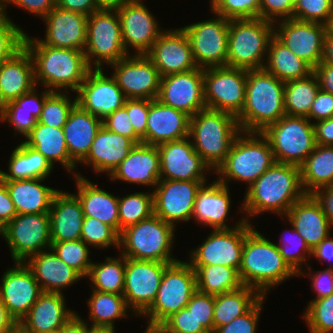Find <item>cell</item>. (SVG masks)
<instances>
[{
	"mask_svg": "<svg viewBox=\"0 0 333 333\" xmlns=\"http://www.w3.org/2000/svg\"><path fill=\"white\" fill-rule=\"evenodd\" d=\"M190 116L167 106L157 98L149 100L146 144H159L189 137Z\"/></svg>",
	"mask_w": 333,
	"mask_h": 333,
	"instance_id": "obj_27",
	"label": "cell"
},
{
	"mask_svg": "<svg viewBox=\"0 0 333 333\" xmlns=\"http://www.w3.org/2000/svg\"><path fill=\"white\" fill-rule=\"evenodd\" d=\"M264 69L283 82L307 77L313 68L273 36L268 45Z\"/></svg>",
	"mask_w": 333,
	"mask_h": 333,
	"instance_id": "obj_41",
	"label": "cell"
},
{
	"mask_svg": "<svg viewBox=\"0 0 333 333\" xmlns=\"http://www.w3.org/2000/svg\"><path fill=\"white\" fill-rule=\"evenodd\" d=\"M305 195L300 167L275 162L248 187L241 210L249 217L266 211L282 216Z\"/></svg>",
	"mask_w": 333,
	"mask_h": 333,
	"instance_id": "obj_1",
	"label": "cell"
},
{
	"mask_svg": "<svg viewBox=\"0 0 333 333\" xmlns=\"http://www.w3.org/2000/svg\"><path fill=\"white\" fill-rule=\"evenodd\" d=\"M312 275L310 279L313 285L311 286L317 293V296L313 300L329 296L333 293V264L328 269L317 271L316 274Z\"/></svg>",
	"mask_w": 333,
	"mask_h": 333,
	"instance_id": "obj_66",
	"label": "cell"
},
{
	"mask_svg": "<svg viewBox=\"0 0 333 333\" xmlns=\"http://www.w3.org/2000/svg\"><path fill=\"white\" fill-rule=\"evenodd\" d=\"M197 291L195 270L181 260L171 263L164 271L157 295L142 314L149 316L146 329H157L173 313L185 308Z\"/></svg>",
	"mask_w": 333,
	"mask_h": 333,
	"instance_id": "obj_9",
	"label": "cell"
},
{
	"mask_svg": "<svg viewBox=\"0 0 333 333\" xmlns=\"http://www.w3.org/2000/svg\"><path fill=\"white\" fill-rule=\"evenodd\" d=\"M126 257L121 254L118 257H107L100 264L92 263L87 277L90 278L92 290L123 294Z\"/></svg>",
	"mask_w": 333,
	"mask_h": 333,
	"instance_id": "obj_48",
	"label": "cell"
},
{
	"mask_svg": "<svg viewBox=\"0 0 333 333\" xmlns=\"http://www.w3.org/2000/svg\"><path fill=\"white\" fill-rule=\"evenodd\" d=\"M206 181L160 179L154 189V215L171 225L192 218L196 195Z\"/></svg>",
	"mask_w": 333,
	"mask_h": 333,
	"instance_id": "obj_18",
	"label": "cell"
},
{
	"mask_svg": "<svg viewBox=\"0 0 333 333\" xmlns=\"http://www.w3.org/2000/svg\"><path fill=\"white\" fill-rule=\"evenodd\" d=\"M174 229L153 214L120 233L119 246L125 247L121 254L130 259L174 263L178 261L171 257Z\"/></svg>",
	"mask_w": 333,
	"mask_h": 333,
	"instance_id": "obj_8",
	"label": "cell"
},
{
	"mask_svg": "<svg viewBox=\"0 0 333 333\" xmlns=\"http://www.w3.org/2000/svg\"><path fill=\"white\" fill-rule=\"evenodd\" d=\"M102 126L108 131L130 138L135 144L142 143V139L135 133L127 110L123 107L115 110L102 120Z\"/></svg>",
	"mask_w": 333,
	"mask_h": 333,
	"instance_id": "obj_62",
	"label": "cell"
},
{
	"mask_svg": "<svg viewBox=\"0 0 333 333\" xmlns=\"http://www.w3.org/2000/svg\"><path fill=\"white\" fill-rule=\"evenodd\" d=\"M294 7L290 0H261L259 7V18L275 24L280 20L293 18ZM277 16V18H275Z\"/></svg>",
	"mask_w": 333,
	"mask_h": 333,
	"instance_id": "obj_63",
	"label": "cell"
},
{
	"mask_svg": "<svg viewBox=\"0 0 333 333\" xmlns=\"http://www.w3.org/2000/svg\"><path fill=\"white\" fill-rule=\"evenodd\" d=\"M186 308L192 312L197 321L200 322L209 333H213L214 295L201 293L197 290L192 295Z\"/></svg>",
	"mask_w": 333,
	"mask_h": 333,
	"instance_id": "obj_59",
	"label": "cell"
},
{
	"mask_svg": "<svg viewBox=\"0 0 333 333\" xmlns=\"http://www.w3.org/2000/svg\"><path fill=\"white\" fill-rule=\"evenodd\" d=\"M261 134L268 140L278 163L300 167L316 146L313 123L306 117L284 115Z\"/></svg>",
	"mask_w": 333,
	"mask_h": 333,
	"instance_id": "obj_10",
	"label": "cell"
},
{
	"mask_svg": "<svg viewBox=\"0 0 333 333\" xmlns=\"http://www.w3.org/2000/svg\"><path fill=\"white\" fill-rule=\"evenodd\" d=\"M11 3L29 11L42 19L56 6L57 0H0V9L5 12V4Z\"/></svg>",
	"mask_w": 333,
	"mask_h": 333,
	"instance_id": "obj_64",
	"label": "cell"
},
{
	"mask_svg": "<svg viewBox=\"0 0 333 333\" xmlns=\"http://www.w3.org/2000/svg\"><path fill=\"white\" fill-rule=\"evenodd\" d=\"M26 34L0 9V65L24 48Z\"/></svg>",
	"mask_w": 333,
	"mask_h": 333,
	"instance_id": "obj_53",
	"label": "cell"
},
{
	"mask_svg": "<svg viewBox=\"0 0 333 333\" xmlns=\"http://www.w3.org/2000/svg\"><path fill=\"white\" fill-rule=\"evenodd\" d=\"M74 314L67 310L62 293L42 292L18 328L23 333L60 330Z\"/></svg>",
	"mask_w": 333,
	"mask_h": 333,
	"instance_id": "obj_28",
	"label": "cell"
},
{
	"mask_svg": "<svg viewBox=\"0 0 333 333\" xmlns=\"http://www.w3.org/2000/svg\"><path fill=\"white\" fill-rule=\"evenodd\" d=\"M157 99L190 117L205 109L203 69L161 77Z\"/></svg>",
	"mask_w": 333,
	"mask_h": 333,
	"instance_id": "obj_22",
	"label": "cell"
},
{
	"mask_svg": "<svg viewBox=\"0 0 333 333\" xmlns=\"http://www.w3.org/2000/svg\"><path fill=\"white\" fill-rule=\"evenodd\" d=\"M242 133L237 118L224 111L203 109L190 118L189 137L203 161L212 169L225 161L235 140Z\"/></svg>",
	"mask_w": 333,
	"mask_h": 333,
	"instance_id": "obj_5",
	"label": "cell"
},
{
	"mask_svg": "<svg viewBox=\"0 0 333 333\" xmlns=\"http://www.w3.org/2000/svg\"><path fill=\"white\" fill-rule=\"evenodd\" d=\"M76 93L77 104L101 120L123 108L127 100L114 77L105 76L103 68H92Z\"/></svg>",
	"mask_w": 333,
	"mask_h": 333,
	"instance_id": "obj_20",
	"label": "cell"
},
{
	"mask_svg": "<svg viewBox=\"0 0 333 333\" xmlns=\"http://www.w3.org/2000/svg\"><path fill=\"white\" fill-rule=\"evenodd\" d=\"M16 267L7 269L2 276L0 299L10 316L17 322L27 315L42 290L33 272L24 262H15Z\"/></svg>",
	"mask_w": 333,
	"mask_h": 333,
	"instance_id": "obj_23",
	"label": "cell"
},
{
	"mask_svg": "<svg viewBox=\"0 0 333 333\" xmlns=\"http://www.w3.org/2000/svg\"><path fill=\"white\" fill-rule=\"evenodd\" d=\"M278 24L274 36L314 69L322 61L327 25L294 18Z\"/></svg>",
	"mask_w": 333,
	"mask_h": 333,
	"instance_id": "obj_19",
	"label": "cell"
},
{
	"mask_svg": "<svg viewBox=\"0 0 333 333\" xmlns=\"http://www.w3.org/2000/svg\"><path fill=\"white\" fill-rule=\"evenodd\" d=\"M24 143L40 152L53 166L59 161L68 172H72L76 162L70 157L67 150L63 128H54L36 122L35 127L26 137Z\"/></svg>",
	"mask_w": 333,
	"mask_h": 333,
	"instance_id": "obj_39",
	"label": "cell"
},
{
	"mask_svg": "<svg viewBox=\"0 0 333 333\" xmlns=\"http://www.w3.org/2000/svg\"><path fill=\"white\" fill-rule=\"evenodd\" d=\"M102 127V120L83 110L76 104L71 110L63 133L70 157L81 162L89 153L96 133Z\"/></svg>",
	"mask_w": 333,
	"mask_h": 333,
	"instance_id": "obj_35",
	"label": "cell"
},
{
	"mask_svg": "<svg viewBox=\"0 0 333 333\" xmlns=\"http://www.w3.org/2000/svg\"><path fill=\"white\" fill-rule=\"evenodd\" d=\"M285 82L263 69L247 70L245 102L236 117L242 132H262L285 113Z\"/></svg>",
	"mask_w": 333,
	"mask_h": 333,
	"instance_id": "obj_3",
	"label": "cell"
},
{
	"mask_svg": "<svg viewBox=\"0 0 333 333\" xmlns=\"http://www.w3.org/2000/svg\"><path fill=\"white\" fill-rule=\"evenodd\" d=\"M285 215L311 250L330 235V223L311 194L295 202Z\"/></svg>",
	"mask_w": 333,
	"mask_h": 333,
	"instance_id": "obj_31",
	"label": "cell"
},
{
	"mask_svg": "<svg viewBox=\"0 0 333 333\" xmlns=\"http://www.w3.org/2000/svg\"><path fill=\"white\" fill-rule=\"evenodd\" d=\"M319 89V82L314 72L307 77L285 82L286 115L307 118Z\"/></svg>",
	"mask_w": 333,
	"mask_h": 333,
	"instance_id": "obj_46",
	"label": "cell"
},
{
	"mask_svg": "<svg viewBox=\"0 0 333 333\" xmlns=\"http://www.w3.org/2000/svg\"><path fill=\"white\" fill-rule=\"evenodd\" d=\"M89 333H115V328H89Z\"/></svg>",
	"mask_w": 333,
	"mask_h": 333,
	"instance_id": "obj_77",
	"label": "cell"
},
{
	"mask_svg": "<svg viewBox=\"0 0 333 333\" xmlns=\"http://www.w3.org/2000/svg\"><path fill=\"white\" fill-rule=\"evenodd\" d=\"M17 215L6 184L0 179V220L7 225Z\"/></svg>",
	"mask_w": 333,
	"mask_h": 333,
	"instance_id": "obj_68",
	"label": "cell"
},
{
	"mask_svg": "<svg viewBox=\"0 0 333 333\" xmlns=\"http://www.w3.org/2000/svg\"><path fill=\"white\" fill-rule=\"evenodd\" d=\"M189 138L185 137L157 146L160 154V179L206 181L204 172L211 168L195 151Z\"/></svg>",
	"mask_w": 333,
	"mask_h": 333,
	"instance_id": "obj_21",
	"label": "cell"
},
{
	"mask_svg": "<svg viewBox=\"0 0 333 333\" xmlns=\"http://www.w3.org/2000/svg\"><path fill=\"white\" fill-rule=\"evenodd\" d=\"M60 333H89L87 323L74 314L70 320L60 329Z\"/></svg>",
	"mask_w": 333,
	"mask_h": 333,
	"instance_id": "obj_73",
	"label": "cell"
},
{
	"mask_svg": "<svg viewBox=\"0 0 333 333\" xmlns=\"http://www.w3.org/2000/svg\"><path fill=\"white\" fill-rule=\"evenodd\" d=\"M274 27V23L261 18L229 20L226 66L263 69Z\"/></svg>",
	"mask_w": 333,
	"mask_h": 333,
	"instance_id": "obj_7",
	"label": "cell"
},
{
	"mask_svg": "<svg viewBox=\"0 0 333 333\" xmlns=\"http://www.w3.org/2000/svg\"><path fill=\"white\" fill-rule=\"evenodd\" d=\"M217 17L182 28L200 69L226 66L229 20L220 15Z\"/></svg>",
	"mask_w": 333,
	"mask_h": 333,
	"instance_id": "obj_14",
	"label": "cell"
},
{
	"mask_svg": "<svg viewBox=\"0 0 333 333\" xmlns=\"http://www.w3.org/2000/svg\"><path fill=\"white\" fill-rule=\"evenodd\" d=\"M17 214L49 213L57 189L42 185L44 179L2 180Z\"/></svg>",
	"mask_w": 333,
	"mask_h": 333,
	"instance_id": "obj_38",
	"label": "cell"
},
{
	"mask_svg": "<svg viewBox=\"0 0 333 333\" xmlns=\"http://www.w3.org/2000/svg\"><path fill=\"white\" fill-rule=\"evenodd\" d=\"M50 249L82 277H87L93 262L89 259L88 245L81 239L52 242Z\"/></svg>",
	"mask_w": 333,
	"mask_h": 333,
	"instance_id": "obj_50",
	"label": "cell"
},
{
	"mask_svg": "<svg viewBox=\"0 0 333 333\" xmlns=\"http://www.w3.org/2000/svg\"><path fill=\"white\" fill-rule=\"evenodd\" d=\"M36 86L34 62L24 47L0 65V91L4 101H14Z\"/></svg>",
	"mask_w": 333,
	"mask_h": 333,
	"instance_id": "obj_37",
	"label": "cell"
},
{
	"mask_svg": "<svg viewBox=\"0 0 333 333\" xmlns=\"http://www.w3.org/2000/svg\"><path fill=\"white\" fill-rule=\"evenodd\" d=\"M135 133L146 144V125L149 113V99H127L124 104Z\"/></svg>",
	"mask_w": 333,
	"mask_h": 333,
	"instance_id": "obj_61",
	"label": "cell"
},
{
	"mask_svg": "<svg viewBox=\"0 0 333 333\" xmlns=\"http://www.w3.org/2000/svg\"><path fill=\"white\" fill-rule=\"evenodd\" d=\"M9 162L10 173L0 170L1 180L46 179L53 169L40 152L24 142L13 150Z\"/></svg>",
	"mask_w": 333,
	"mask_h": 333,
	"instance_id": "obj_42",
	"label": "cell"
},
{
	"mask_svg": "<svg viewBox=\"0 0 333 333\" xmlns=\"http://www.w3.org/2000/svg\"><path fill=\"white\" fill-rule=\"evenodd\" d=\"M110 65L115 70L112 76L127 99L158 98L161 76L146 54H128Z\"/></svg>",
	"mask_w": 333,
	"mask_h": 333,
	"instance_id": "obj_17",
	"label": "cell"
},
{
	"mask_svg": "<svg viewBox=\"0 0 333 333\" xmlns=\"http://www.w3.org/2000/svg\"><path fill=\"white\" fill-rule=\"evenodd\" d=\"M51 242L81 238L84 213L75 194L58 190L49 210Z\"/></svg>",
	"mask_w": 333,
	"mask_h": 333,
	"instance_id": "obj_30",
	"label": "cell"
},
{
	"mask_svg": "<svg viewBox=\"0 0 333 333\" xmlns=\"http://www.w3.org/2000/svg\"><path fill=\"white\" fill-rule=\"evenodd\" d=\"M86 244L94 247L119 246V234L109 225L92 217H84L81 238Z\"/></svg>",
	"mask_w": 333,
	"mask_h": 333,
	"instance_id": "obj_54",
	"label": "cell"
},
{
	"mask_svg": "<svg viewBox=\"0 0 333 333\" xmlns=\"http://www.w3.org/2000/svg\"><path fill=\"white\" fill-rule=\"evenodd\" d=\"M170 264L126 258L123 296L129 309L142 316L155 300L164 271Z\"/></svg>",
	"mask_w": 333,
	"mask_h": 333,
	"instance_id": "obj_16",
	"label": "cell"
},
{
	"mask_svg": "<svg viewBox=\"0 0 333 333\" xmlns=\"http://www.w3.org/2000/svg\"><path fill=\"white\" fill-rule=\"evenodd\" d=\"M157 330L160 333H209L186 307L173 313Z\"/></svg>",
	"mask_w": 333,
	"mask_h": 333,
	"instance_id": "obj_58",
	"label": "cell"
},
{
	"mask_svg": "<svg viewBox=\"0 0 333 333\" xmlns=\"http://www.w3.org/2000/svg\"><path fill=\"white\" fill-rule=\"evenodd\" d=\"M311 195L319 203L323 214L326 216L330 225L333 226V184L319 188Z\"/></svg>",
	"mask_w": 333,
	"mask_h": 333,
	"instance_id": "obj_67",
	"label": "cell"
},
{
	"mask_svg": "<svg viewBox=\"0 0 333 333\" xmlns=\"http://www.w3.org/2000/svg\"><path fill=\"white\" fill-rule=\"evenodd\" d=\"M195 270L197 290L217 295L243 286L237 269L223 265H191Z\"/></svg>",
	"mask_w": 333,
	"mask_h": 333,
	"instance_id": "obj_45",
	"label": "cell"
},
{
	"mask_svg": "<svg viewBox=\"0 0 333 333\" xmlns=\"http://www.w3.org/2000/svg\"><path fill=\"white\" fill-rule=\"evenodd\" d=\"M17 328V322L10 316L0 299V333H13Z\"/></svg>",
	"mask_w": 333,
	"mask_h": 333,
	"instance_id": "obj_74",
	"label": "cell"
},
{
	"mask_svg": "<svg viewBox=\"0 0 333 333\" xmlns=\"http://www.w3.org/2000/svg\"><path fill=\"white\" fill-rule=\"evenodd\" d=\"M35 87L14 101L7 102L1 121H8L15 131L27 137L40 117L45 99L52 93L45 89L41 95L35 93ZM38 96L41 98L39 99Z\"/></svg>",
	"mask_w": 333,
	"mask_h": 333,
	"instance_id": "obj_40",
	"label": "cell"
},
{
	"mask_svg": "<svg viewBox=\"0 0 333 333\" xmlns=\"http://www.w3.org/2000/svg\"><path fill=\"white\" fill-rule=\"evenodd\" d=\"M310 333L333 332V293L310 301L303 315Z\"/></svg>",
	"mask_w": 333,
	"mask_h": 333,
	"instance_id": "obj_52",
	"label": "cell"
},
{
	"mask_svg": "<svg viewBox=\"0 0 333 333\" xmlns=\"http://www.w3.org/2000/svg\"><path fill=\"white\" fill-rule=\"evenodd\" d=\"M24 47L34 62L35 83L41 81L51 92H61L63 88L76 93L87 74L92 69L85 53L68 48H55L43 44L39 39L25 36ZM53 87V89H52ZM55 88L57 90H55Z\"/></svg>",
	"mask_w": 333,
	"mask_h": 333,
	"instance_id": "obj_2",
	"label": "cell"
},
{
	"mask_svg": "<svg viewBox=\"0 0 333 333\" xmlns=\"http://www.w3.org/2000/svg\"><path fill=\"white\" fill-rule=\"evenodd\" d=\"M109 177L111 180L156 186L160 180V154L157 146L135 144Z\"/></svg>",
	"mask_w": 333,
	"mask_h": 333,
	"instance_id": "obj_29",
	"label": "cell"
},
{
	"mask_svg": "<svg viewBox=\"0 0 333 333\" xmlns=\"http://www.w3.org/2000/svg\"><path fill=\"white\" fill-rule=\"evenodd\" d=\"M242 134L244 137L239 134L235 138L225 161L214 171L220 174L217 180L223 185L236 179L251 186L276 162L270 144L261 132Z\"/></svg>",
	"mask_w": 333,
	"mask_h": 333,
	"instance_id": "obj_6",
	"label": "cell"
},
{
	"mask_svg": "<svg viewBox=\"0 0 333 333\" xmlns=\"http://www.w3.org/2000/svg\"><path fill=\"white\" fill-rule=\"evenodd\" d=\"M292 232H293L292 233L293 236L290 235L291 238L289 236L288 238L284 237V238L280 239V242L282 241V244H279V245L276 244V246L280 250V254L283 256L284 261L289 265V267L296 274L305 275L306 273L301 271V265L303 263H305L304 261L307 259V257L305 255L306 254L311 255L312 250L309 248L307 243L304 241V238L302 236H300L299 233L294 228L292 229ZM289 247H291V249ZM294 247L297 248V250L296 249L292 250V248H294ZM294 250L297 251V252L293 253ZM300 251H301L302 254L300 253Z\"/></svg>",
	"mask_w": 333,
	"mask_h": 333,
	"instance_id": "obj_57",
	"label": "cell"
},
{
	"mask_svg": "<svg viewBox=\"0 0 333 333\" xmlns=\"http://www.w3.org/2000/svg\"><path fill=\"white\" fill-rule=\"evenodd\" d=\"M331 117H333V94L319 89L307 118L310 121L314 118L318 122Z\"/></svg>",
	"mask_w": 333,
	"mask_h": 333,
	"instance_id": "obj_65",
	"label": "cell"
},
{
	"mask_svg": "<svg viewBox=\"0 0 333 333\" xmlns=\"http://www.w3.org/2000/svg\"><path fill=\"white\" fill-rule=\"evenodd\" d=\"M317 145L333 146V117L313 123Z\"/></svg>",
	"mask_w": 333,
	"mask_h": 333,
	"instance_id": "obj_70",
	"label": "cell"
},
{
	"mask_svg": "<svg viewBox=\"0 0 333 333\" xmlns=\"http://www.w3.org/2000/svg\"><path fill=\"white\" fill-rule=\"evenodd\" d=\"M56 6L86 16L98 10L96 0H57Z\"/></svg>",
	"mask_w": 333,
	"mask_h": 333,
	"instance_id": "obj_69",
	"label": "cell"
},
{
	"mask_svg": "<svg viewBox=\"0 0 333 333\" xmlns=\"http://www.w3.org/2000/svg\"><path fill=\"white\" fill-rule=\"evenodd\" d=\"M5 240L15 262H25L44 248L50 249L49 213L17 214L5 227Z\"/></svg>",
	"mask_w": 333,
	"mask_h": 333,
	"instance_id": "obj_15",
	"label": "cell"
},
{
	"mask_svg": "<svg viewBox=\"0 0 333 333\" xmlns=\"http://www.w3.org/2000/svg\"><path fill=\"white\" fill-rule=\"evenodd\" d=\"M319 88L325 92L333 94V66L320 62L314 69Z\"/></svg>",
	"mask_w": 333,
	"mask_h": 333,
	"instance_id": "obj_71",
	"label": "cell"
},
{
	"mask_svg": "<svg viewBox=\"0 0 333 333\" xmlns=\"http://www.w3.org/2000/svg\"><path fill=\"white\" fill-rule=\"evenodd\" d=\"M43 20L47 25L43 44L84 52L88 16L55 6Z\"/></svg>",
	"mask_w": 333,
	"mask_h": 333,
	"instance_id": "obj_26",
	"label": "cell"
},
{
	"mask_svg": "<svg viewBox=\"0 0 333 333\" xmlns=\"http://www.w3.org/2000/svg\"><path fill=\"white\" fill-rule=\"evenodd\" d=\"M120 19L124 49L133 47L135 54H147L163 30L141 0H132L116 10Z\"/></svg>",
	"mask_w": 333,
	"mask_h": 333,
	"instance_id": "obj_24",
	"label": "cell"
},
{
	"mask_svg": "<svg viewBox=\"0 0 333 333\" xmlns=\"http://www.w3.org/2000/svg\"><path fill=\"white\" fill-rule=\"evenodd\" d=\"M77 184V197L84 216L98 219L111 226L119 234L118 197L102 190L80 174H74Z\"/></svg>",
	"mask_w": 333,
	"mask_h": 333,
	"instance_id": "obj_36",
	"label": "cell"
},
{
	"mask_svg": "<svg viewBox=\"0 0 333 333\" xmlns=\"http://www.w3.org/2000/svg\"><path fill=\"white\" fill-rule=\"evenodd\" d=\"M239 276L244 286L265 297L267 290L297 275L284 261L276 244L252 229L243 246Z\"/></svg>",
	"mask_w": 333,
	"mask_h": 333,
	"instance_id": "obj_4",
	"label": "cell"
},
{
	"mask_svg": "<svg viewBox=\"0 0 333 333\" xmlns=\"http://www.w3.org/2000/svg\"><path fill=\"white\" fill-rule=\"evenodd\" d=\"M84 53L91 68L93 61L95 68H103V63L110 65L128 55L116 10H97L88 16Z\"/></svg>",
	"mask_w": 333,
	"mask_h": 333,
	"instance_id": "obj_11",
	"label": "cell"
},
{
	"mask_svg": "<svg viewBox=\"0 0 333 333\" xmlns=\"http://www.w3.org/2000/svg\"><path fill=\"white\" fill-rule=\"evenodd\" d=\"M330 238V239H329ZM312 256L320 261H331L333 263V239L329 235L323 239L313 250Z\"/></svg>",
	"mask_w": 333,
	"mask_h": 333,
	"instance_id": "obj_72",
	"label": "cell"
},
{
	"mask_svg": "<svg viewBox=\"0 0 333 333\" xmlns=\"http://www.w3.org/2000/svg\"><path fill=\"white\" fill-rule=\"evenodd\" d=\"M134 145L130 138L108 131L102 126L96 133L89 153L80 163L92 165L95 172L106 171L111 175Z\"/></svg>",
	"mask_w": 333,
	"mask_h": 333,
	"instance_id": "obj_32",
	"label": "cell"
},
{
	"mask_svg": "<svg viewBox=\"0 0 333 333\" xmlns=\"http://www.w3.org/2000/svg\"><path fill=\"white\" fill-rule=\"evenodd\" d=\"M5 227L6 225L0 220V234H2V236H5Z\"/></svg>",
	"mask_w": 333,
	"mask_h": 333,
	"instance_id": "obj_80",
	"label": "cell"
},
{
	"mask_svg": "<svg viewBox=\"0 0 333 333\" xmlns=\"http://www.w3.org/2000/svg\"><path fill=\"white\" fill-rule=\"evenodd\" d=\"M327 29H328L331 33H333V13H332V15H331L330 22H329V24L327 25Z\"/></svg>",
	"mask_w": 333,
	"mask_h": 333,
	"instance_id": "obj_79",
	"label": "cell"
},
{
	"mask_svg": "<svg viewBox=\"0 0 333 333\" xmlns=\"http://www.w3.org/2000/svg\"><path fill=\"white\" fill-rule=\"evenodd\" d=\"M33 272L42 292L62 293L82 278L72 267L63 262L51 249L32 255L25 261Z\"/></svg>",
	"mask_w": 333,
	"mask_h": 333,
	"instance_id": "obj_33",
	"label": "cell"
},
{
	"mask_svg": "<svg viewBox=\"0 0 333 333\" xmlns=\"http://www.w3.org/2000/svg\"><path fill=\"white\" fill-rule=\"evenodd\" d=\"M242 218L235 228L216 229L196 250L191 251L190 265H223L239 271L245 236L254 228Z\"/></svg>",
	"mask_w": 333,
	"mask_h": 333,
	"instance_id": "obj_13",
	"label": "cell"
},
{
	"mask_svg": "<svg viewBox=\"0 0 333 333\" xmlns=\"http://www.w3.org/2000/svg\"><path fill=\"white\" fill-rule=\"evenodd\" d=\"M63 92L65 94L58 91L52 92L45 99L40 117L37 119L38 123L54 128H63L71 110L77 104V99L72 102L66 94L67 91Z\"/></svg>",
	"mask_w": 333,
	"mask_h": 333,
	"instance_id": "obj_51",
	"label": "cell"
},
{
	"mask_svg": "<svg viewBox=\"0 0 333 333\" xmlns=\"http://www.w3.org/2000/svg\"><path fill=\"white\" fill-rule=\"evenodd\" d=\"M301 183L306 194L333 184V146L317 145L300 166Z\"/></svg>",
	"mask_w": 333,
	"mask_h": 333,
	"instance_id": "obj_44",
	"label": "cell"
},
{
	"mask_svg": "<svg viewBox=\"0 0 333 333\" xmlns=\"http://www.w3.org/2000/svg\"><path fill=\"white\" fill-rule=\"evenodd\" d=\"M263 296L249 286L214 295V330L247 313Z\"/></svg>",
	"mask_w": 333,
	"mask_h": 333,
	"instance_id": "obj_43",
	"label": "cell"
},
{
	"mask_svg": "<svg viewBox=\"0 0 333 333\" xmlns=\"http://www.w3.org/2000/svg\"><path fill=\"white\" fill-rule=\"evenodd\" d=\"M92 296L88 300L90 309L89 319L93 328H115L114 320L127 317L129 309L123 294L100 292L92 290Z\"/></svg>",
	"mask_w": 333,
	"mask_h": 333,
	"instance_id": "obj_47",
	"label": "cell"
},
{
	"mask_svg": "<svg viewBox=\"0 0 333 333\" xmlns=\"http://www.w3.org/2000/svg\"><path fill=\"white\" fill-rule=\"evenodd\" d=\"M119 235L126 228L145 220L154 214L153 193L137 192L118 197Z\"/></svg>",
	"mask_w": 333,
	"mask_h": 333,
	"instance_id": "obj_49",
	"label": "cell"
},
{
	"mask_svg": "<svg viewBox=\"0 0 333 333\" xmlns=\"http://www.w3.org/2000/svg\"><path fill=\"white\" fill-rule=\"evenodd\" d=\"M322 63L330 64L333 66V33L327 30L324 40V51Z\"/></svg>",
	"mask_w": 333,
	"mask_h": 333,
	"instance_id": "obj_75",
	"label": "cell"
},
{
	"mask_svg": "<svg viewBox=\"0 0 333 333\" xmlns=\"http://www.w3.org/2000/svg\"><path fill=\"white\" fill-rule=\"evenodd\" d=\"M263 299L264 296L247 313L236 317L229 324L218 327L213 333H256Z\"/></svg>",
	"mask_w": 333,
	"mask_h": 333,
	"instance_id": "obj_60",
	"label": "cell"
},
{
	"mask_svg": "<svg viewBox=\"0 0 333 333\" xmlns=\"http://www.w3.org/2000/svg\"><path fill=\"white\" fill-rule=\"evenodd\" d=\"M132 0H96L98 10H118Z\"/></svg>",
	"mask_w": 333,
	"mask_h": 333,
	"instance_id": "obj_76",
	"label": "cell"
},
{
	"mask_svg": "<svg viewBox=\"0 0 333 333\" xmlns=\"http://www.w3.org/2000/svg\"><path fill=\"white\" fill-rule=\"evenodd\" d=\"M205 184L197 192L192 217L213 230L230 229L226 225L231 208L228 185H223L218 180L208 186Z\"/></svg>",
	"mask_w": 333,
	"mask_h": 333,
	"instance_id": "obj_34",
	"label": "cell"
},
{
	"mask_svg": "<svg viewBox=\"0 0 333 333\" xmlns=\"http://www.w3.org/2000/svg\"><path fill=\"white\" fill-rule=\"evenodd\" d=\"M333 13V0H299L293 18L328 25Z\"/></svg>",
	"mask_w": 333,
	"mask_h": 333,
	"instance_id": "obj_56",
	"label": "cell"
},
{
	"mask_svg": "<svg viewBox=\"0 0 333 333\" xmlns=\"http://www.w3.org/2000/svg\"><path fill=\"white\" fill-rule=\"evenodd\" d=\"M6 104L7 103L4 101L1 91H0V118L3 116Z\"/></svg>",
	"mask_w": 333,
	"mask_h": 333,
	"instance_id": "obj_78",
	"label": "cell"
},
{
	"mask_svg": "<svg viewBox=\"0 0 333 333\" xmlns=\"http://www.w3.org/2000/svg\"><path fill=\"white\" fill-rule=\"evenodd\" d=\"M261 0H218L212 7L214 14L228 20L259 18Z\"/></svg>",
	"mask_w": 333,
	"mask_h": 333,
	"instance_id": "obj_55",
	"label": "cell"
},
{
	"mask_svg": "<svg viewBox=\"0 0 333 333\" xmlns=\"http://www.w3.org/2000/svg\"><path fill=\"white\" fill-rule=\"evenodd\" d=\"M246 78L245 69L228 66L203 69L206 108L237 117L245 102Z\"/></svg>",
	"mask_w": 333,
	"mask_h": 333,
	"instance_id": "obj_12",
	"label": "cell"
},
{
	"mask_svg": "<svg viewBox=\"0 0 333 333\" xmlns=\"http://www.w3.org/2000/svg\"><path fill=\"white\" fill-rule=\"evenodd\" d=\"M146 55L161 77L198 68L189 39L182 28L163 31Z\"/></svg>",
	"mask_w": 333,
	"mask_h": 333,
	"instance_id": "obj_25",
	"label": "cell"
}]
</instances>
